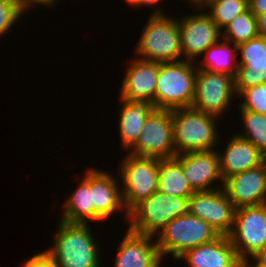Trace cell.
Segmentation results:
<instances>
[{"label":"cell","instance_id":"obj_1","mask_svg":"<svg viewBox=\"0 0 266 267\" xmlns=\"http://www.w3.org/2000/svg\"><path fill=\"white\" fill-rule=\"evenodd\" d=\"M59 221L54 244L45 250L57 267H100V249L90 226Z\"/></svg>","mask_w":266,"mask_h":267},{"label":"cell","instance_id":"obj_2","mask_svg":"<svg viewBox=\"0 0 266 267\" xmlns=\"http://www.w3.org/2000/svg\"><path fill=\"white\" fill-rule=\"evenodd\" d=\"M148 18L137 42L135 53L141 60L176 62L182 56L178 19L155 9ZM142 56V57H140Z\"/></svg>","mask_w":266,"mask_h":267},{"label":"cell","instance_id":"obj_3","mask_svg":"<svg viewBox=\"0 0 266 267\" xmlns=\"http://www.w3.org/2000/svg\"><path fill=\"white\" fill-rule=\"evenodd\" d=\"M197 71L193 61L158 62L155 109L192 107Z\"/></svg>","mask_w":266,"mask_h":267},{"label":"cell","instance_id":"obj_4","mask_svg":"<svg viewBox=\"0 0 266 267\" xmlns=\"http://www.w3.org/2000/svg\"><path fill=\"white\" fill-rule=\"evenodd\" d=\"M171 112L176 155L213 150L218 141V117L205 114L193 107L177 108Z\"/></svg>","mask_w":266,"mask_h":267},{"label":"cell","instance_id":"obj_5","mask_svg":"<svg viewBox=\"0 0 266 267\" xmlns=\"http://www.w3.org/2000/svg\"><path fill=\"white\" fill-rule=\"evenodd\" d=\"M156 238L158 254H171L178 259L187 250L217 239L220 235L206 221L190 214L177 216L169 222Z\"/></svg>","mask_w":266,"mask_h":267},{"label":"cell","instance_id":"obj_6","mask_svg":"<svg viewBox=\"0 0 266 267\" xmlns=\"http://www.w3.org/2000/svg\"><path fill=\"white\" fill-rule=\"evenodd\" d=\"M188 212V198L155 191L128 212L130 230L154 237L177 216Z\"/></svg>","mask_w":266,"mask_h":267},{"label":"cell","instance_id":"obj_7","mask_svg":"<svg viewBox=\"0 0 266 267\" xmlns=\"http://www.w3.org/2000/svg\"><path fill=\"white\" fill-rule=\"evenodd\" d=\"M159 159L127 154L119 168L125 215L143 199L158 191Z\"/></svg>","mask_w":266,"mask_h":267},{"label":"cell","instance_id":"obj_8","mask_svg":"<svg viewBox=\"0 0 266 267\" xmlns=\"http://www.w3.org/2000/svg\"><path fill=\"white\" fill-rule=\"evenodd\" d=\"M228 237L240 261L250 263L249 257L266 245V203L237 208Z\"/></svg>","mask_w":266,"mask_h":267},{"label":"cell","instance_id":"obj_9","mask_svg":"<svg viewBox=\"0 0 266 267\" xmlns=\"http://www.w3.org/2000/svg\"><path fill=\"white\" fill-rule=\"evenodd\" d=\"M130 151L131 155L159 160L175 157L171 110L154 109L145 120L141 134Z\"/></svg>","mask_w":266,"mask_h":267},{"label":"cell","instance_id":"obj_10","mask_svg":"<svg viewBox=\"0 0 266 267\" xmlns=\"http://www.w3.org/2000/svg\"><path fill=\"white\" fill-rule=\"evenodd\" d=\"M235 95L234 76L198 69L192 104L194 109L220 118L229 109Z\"/></svg>","mask_w":266,"mask_h":267},{"label":"cell","instance_id":"obj_11","mask_svg":"<svg viewBox=\"0 0 266 267\" xmlns=\"http://www.w3.org/2000/svg\"><path fill=\"white\" fill-rule=\"evenodd\" d=\"M235 210L223 188L195 191L188 199V212L206 221L219 235L231 233Z\"/></svg>","mask_w":266,"mask_h":267},{"label":"cell","instance_id":"obj_12","mask_svg":"<svg viewBox=\"0 0 266 267\" xmlns=\"http://www.w3.org/2000/svg\"><path fill=\"white\" fill-rule=\"evenodd\" d=\"M178 26L182 57L187 61L196 63V57H200L210 46L222 39V30L204 12L182 17L178 20Z\"/></svg>","mask_w":266,"mask_h":267},{"label":"cell","instance_id":"obj_13","mask_svg":"<svg viewBox=\"0 0 266 267\" xmlns=\"http://www.w3.org/2000/svg\"><path fill=\"white\" fill-rule=\"evenodd\" d=\"M223 190L236 209L266 203V160L257 167L226 178Z\"/></svg>","mask_w":266,"mask_h":267},{"label":"cell","instance_id":"obj_14","mask_svg":"<svg viewBox=\"0 0 266 267\" xmlns=\"http://www.w3.org/2000/svg\"><path fill=\"white\" fill-rule=\"evenodd\" d=\"M242 58L235 77L237 95L245 88L266 83V37H257L237 46Z\"/></svg>","mask_w":266,"mask_h":267},{"label":"cell","instance_id":"obj_15","mask_svg":"<svg viewBox=\"0 0 266 267\" xmlns=\"http://www.w3.org/2000/svg\"><path fill=\"white\" fill-rule=\"evenodd\" d=\"M181 168L189 185L194 191H210L223 188L224 180L220 171L218 152L197 151L181 154ZM221 180V187L213 185Z\"/></svg>","mask_w":266,"mask_h":267},{"label":"cell","instance_id":"obj_16","mask_svg":"<svg viewBox=\"0 0 266 267\" xmlns=\"http://www.w3.org/2000/svg\"><path fill=\"white\" fill-rule=\"evenodd\" d=\"M158 62L135 58L122 81L120 99L151 102L155 107Z\"/></svg>","mask_w":266,"mask_h":267},{"label":"cell","instance_id":"obj_17","mask_svg":"<svg viewBox=\"0 0 266 267\" xmlns=\"http://www.w3.org/2000/svg\"><path fill=\"white\" fill-rule=\"evenodd\" d=\"M153 238L128 229L119 244L114 267H159L162 258Z\"/></svg>","mask_w":266,"mask_h":267},{"label":"cell","instance_id":"obj_18","mask_svg":"<svg viewBox=\"0 0 266 267\" xmlns=\"http://www.w3.org/2000/svg\"><path fill=\"white\" fill-rule=\"evenodd\" d=\"M108 171L91 168V198L94 222L110 218L116 211L125 209L117 180ZM119 185V186H118Z\"/></svg>","mask_w":266,"mask_h":267},{"label":"cell","instance_id":"obj_19","mask_svg":"<svg viewBox=\"0 0 266 267\" xmlns=\"http://www.w3.org/2000/svg\"><path fill=\"white\" fill-rule=\"evenodd\" d=\"M178 259H185L189 267H244L228 236L187 250Z\"/></svg>","mask_w":266,"mask_h":267},{"label":"cell","instance_id":"obj_20","mask_svg":"<svg viewBox=\"0 0 266 267\" xmlns=\"http://www.w3.org/2000/svg\"><path fill=\"white\" fill-rule=\"evenodd\" d=\"M220 171L223 180L261 165L266 157L248 140L237 134L230 137V141L224 152H218Z\"/></svg>","mask_w":266,"mask_h":267},{"label":"cell","instance_id":"obj_21","mask_svg":"<svg viewBox=\"0 0 266 267\" xmlns=\"http://www.w3.org/2000/svg\"><path fill=\"white\" fill-rule=\"evenodd\" d=\"M119 135L122 146L131 150L141 134V129L149 114L155 109L151 102L120 99Z\"/></svg>","mask_w":266,"mask_h":267},{"label":"cell","instance_id":"obj_22","mask_svg":"<svg viewBox=\"0 0 266 267\" xmlns=\"http://www.w3.org/2000/svg\"><path fill=\"white\" fill-rule=\"evenodd\" d=\"M77 189L68 196L60 220L67 223L87 224L94 222V207L91 198V168L87 169Z\"/></svg>","mask_w":266,"mask_h":267},{"label":"cell","instance_id":"obj_23","mask_svg":"<svg viewBox=\"0 0 266 267\" xmlns=\"http://www.w3.org/2000/svg\"><path fill=\"white\" fill-rule=\"evenodd\" d=\"M158 191L174 197L188 198L195 192L181 168V154L160 159L158 165Z\"/></svg>","mask_w":266,"mask_h":267},{"label":"cell","instance_id":"obj_24","mask_svg":"<svg viewBox=\"0 0 266 267\" xmlns=\"http://www.w3.org/2000/svg\"><path fill=\"white\" fill-rule=\"evenodd\" d=\"M222 40L224 41L220 42L219 40L204 52V64L203 66L200 63L197 64V69L226 73L236 77L238 71L236 62L239 60L237 59V46L234 44L231 46L229 41Z\"/></svg>","mask_w":266,"mask_h":267},{"label":"cell","instance_id":"obj_25","mask_svg":"<svg viewBox=\"0 0 266 267\" xmlns=\"http://www.w3.org/2000/svg\"><path fill=\"white\" fill-rule=\"evenodd\" d=\"M204 8V9H203ZM209 9L206 13L213 19L215 24L222 30L236 16L249 9L248 0H208L202 7H197L202 12ZM203 9V10H202Z\"/></svg>","mask_w":266,"mask_h":267},{"label":"cell","instance_id":"obj_26","mask_svg":"<svg viewBox=\"0 0 266 267\" xmlns=\"http://www.w3.org/2000/svg\"><path fill=\"white\" fill-rule=\"evenodd\" d=\"M258 35L256 16L249 9L236 16L222 29V38L236 46Z\"/></svg>","mask_w":266,"mask_h":267},{"label":"cell","instance_id":"obj_27","mask_svg":"<svg viewBox=\"0 0 266 267\" xmlns=\"http://www.w3.org/2000/svg\"><path fill=\"white\" fill-rule=\"evenodd\" d=\"M239 111L245 133L237 135L251 142L266 157V115L249 110Z\"/></svg>","mask_w":266,"mask_h":267},{"label":"cell","instance_id":"obj_28","mask_svg":"<svg viewBox=\"0 0 266 267\" xmlns=\"http://www.w3.org/2000/svg\"><path fill=\"white\" fill-rule=\"evenodd\" d=\"M240 110L254 111L266 115V83L243 89L238 95Z\"/></svg>","mask_w":266,"mask_h":267},{"label":"cell","instance_id":"obj_29","mask_svg":"<svg viewBox=\"0 0 266 267\" xmlns=\"http://www.w3.org/2000/svg\"><path fill=\"white\" fill-rule=\"evenodd\" d=\"M23 15L14 0H0V37Z\"/></svg>","mask_w":266,"mask_h":267},{"label":"cell","instance_id":"obj_30","mask_svg":"<svg viewBox=\"0 0 266 267\" xmlns=\"http://www.w3.org/2000/svg\"><path fill=\"white\" fill-rule=\"evenodd\" d=\"M21 267H57V264L43 251L25 260Z\"/></svg>","mask_w":266,"mask_h":267},{"label":"cell","instance_id":"obj_31","mask_svg":"<svg viewBox=\"0 0 266 267\" xmlns=\"http://www.w3.org/2000/svg\"><path fill=\"white\" fill-rule=\"evenodd\" d=\"M14 1L22 13L28 10L29 7H31L33 4L36 5L38 4V6L43 5L46 7H51L54 4L56 5V3H58L57 0H14Z\"/></svg>","mask_w":266,"mask_h":267},{"label":"cell","instance_id":"obj_32","mask_svg":"<svg viewBox=\"0 0 266 267\" xmlns=\"http://www.w3.org/2000/svg\"><path fill=\"white\" fill-rule=\"evenodd\" d=\"M248 5L255 16L266 13V0H248Z\"/></svg>","mask_w":266,"mask_h":267},{"label":"cell","instance_id":"obj_33","mask_svg":"<svg viewBox=\"0 0 266 267\" xmlns=\"http://www.w3.org/2000/svg\"><path fill=\"white\" fill-rule=\"evenodd\" d=\"M255 264L246 263L245 267H266V245L251 257Z\"/></svg>","mask_w":266,"mask_h":267},{"label":"cell","instance_id":"obj_34","mask_svg":"<svg viewBox=\"0 0 266 267\" xmlns=\"http://www.w3.org/2000/svg\"><path fill=\"white\" fill-rule=\"evenodd\" d=\"M256 19H257L258 34L260 36H265L266 37V13L265 14H261V15H257Z\"/></svg>","mask_w":266,"mask_h":267},{"label":"cell","instance_id":"obj_35","mask_svg":"<svg viewBox=\"0 0 266 267\" xmlns=\"http://www.w3.org/2000/svg\"><path fill=\"white\" fill-rule=\"evenodd\" d=\"M159 2H162V0H133L130 4L132 6H141V5H149V6H153L158 4Z\"/></svg>","mask_w":266,"mask_h":267},{"label":"cell","instance_id":"obj_36","mask_svg":"<svg viewBox=\"0 0 266 267\" xmlns=\"http://www.w3.org/2000/svg\"><path fill=\"white\" fill-rule=\"evenodd\" d=\"M187 1L190 3V5H193V7H202L208 0H186V2Z\"/></svg>","mask_w":266,"mask_h":267},{"label":"cell","instance_id":"obj_37","mask_svg":"<svg viewBox=\"0 0 266 267\" xmlns=\"http://www.w3.org/2000/svg\"><path fill=\"white\" fill-rule=\"evenodd\" d=\"M126 1H127V2H128V4H129V3H131L133 0H126Z\"/></svg>","mask_w":266,"mask_h":267}]
</instances>
